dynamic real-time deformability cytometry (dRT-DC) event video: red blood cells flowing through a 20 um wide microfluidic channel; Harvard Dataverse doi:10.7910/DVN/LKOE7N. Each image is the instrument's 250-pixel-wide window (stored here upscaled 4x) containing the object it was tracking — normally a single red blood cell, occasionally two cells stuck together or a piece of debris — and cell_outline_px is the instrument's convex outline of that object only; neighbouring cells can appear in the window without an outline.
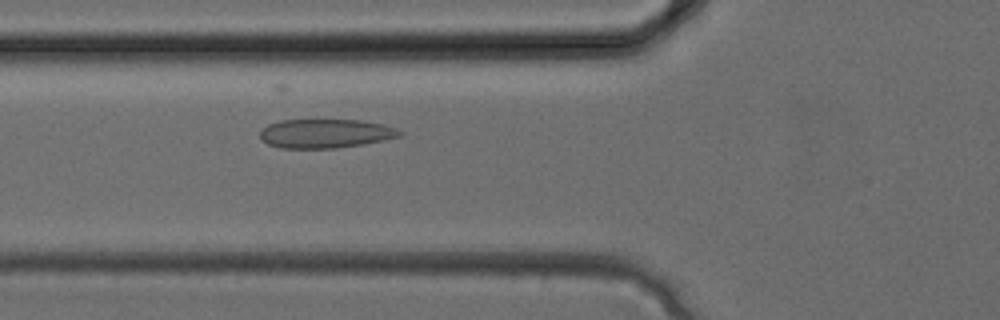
{"species": "common noctule bat (a hibernating species)", "species_latin": "Nyctalus noctula", "temperature_condition": "cold", "stored_images_in_passage": 20, "camera_frame_rate_fps": 3000, "um_per_image_px": 0.085, "animal": {"sex": "female", "body_mass_g": 24.6, "forearm_length_mm": 56.2}, "frame": {"image": 1, "passage_image": 5, "time_ms": 1.333, "image_size_px": [1000, 320], "cell_outline_px": [[404, 132], [400, 136], [384, 140], [364, 144], [336, 148], [280, 148], [268, 144], [260, 140], [260, 132], [268, 124], [280, 120], [360, 120], [384, 124], [396, 128]], "centroid_in_image_um": [27.67, 11.35], "position_along_channel_um": 98.1, "area_um2": 23.7}}
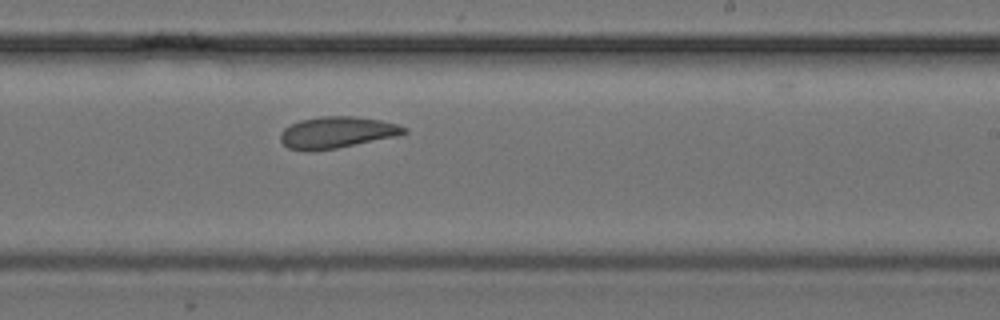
{"frame": {"image": 2, "passage_image": 13, "time_ms": 4.0, "image_size_px": [1000, 320], "cell_outline_px": [[408, 132], [396, 136], [336, 148], [312, 152], [304, 152], [288, 148], [280, 140], [280, 132], [284, 128], [300, 120], [320, 116], [352, 116], [380, 120], [396, 124], [408, 128]], "centroid_in_image_um": [28.59, 11.26], "position_along_channel_um": 260.4, "area_um2": 22.77}}
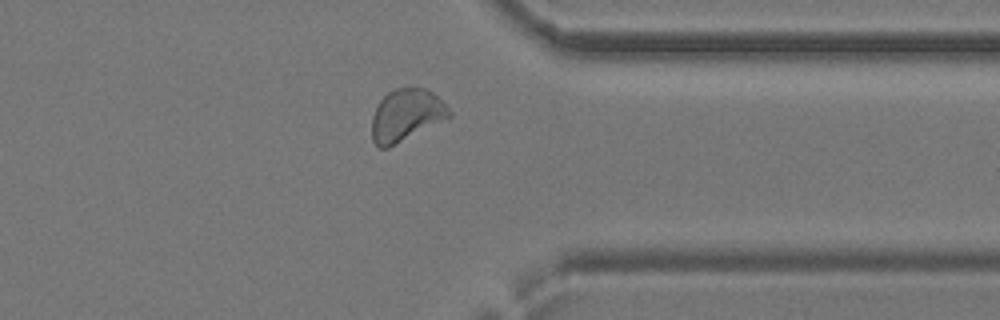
{"frame": {"image": 3, "passage_image": 19, "time_ms": 6.0, "image_size_px": [1000, 320], "cell_outline_px": [[452, 116], [388, 148], [380, 148], [372, 140], [372, 116], [380, 100], [388, 92], [396, 88], [408, 84], [428, 88], [452, 112]], "centroid_in_image_um": [34.52, 9.74], "position_along_channel_um": 376.9, "area_um2": 23.7}}